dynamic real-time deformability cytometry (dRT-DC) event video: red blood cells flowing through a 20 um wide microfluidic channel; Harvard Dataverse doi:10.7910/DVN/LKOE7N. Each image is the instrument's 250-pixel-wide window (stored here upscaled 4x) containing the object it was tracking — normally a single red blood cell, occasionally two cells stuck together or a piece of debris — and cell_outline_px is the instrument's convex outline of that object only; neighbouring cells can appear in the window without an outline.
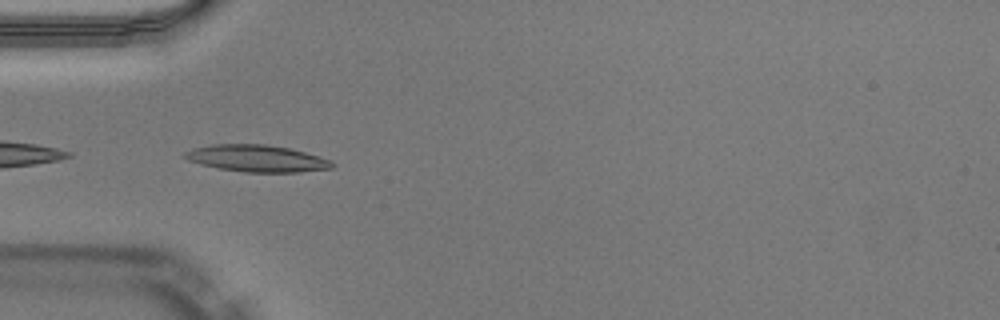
{"species": "Egyptian fruit bat (a non-hibernating species)", "species_latin": "Rousettus aegyptiacus", "temperature_condition": "warm", "stored_images_in_passage": 12, "camera_frame_rate_fps": 3000, "um_per_image_px": 0.085, "animal": {"sex": "male"}, "frame": {"image": 1, "passage_image": 1, "time_ms": 0.0, "image_size_px": [1000, 320], "cell_outline_px": [[336, 164], [332, 168], [296, 172], [244, 172], [220, 168], [200, 164], [188, 160], [184, 156], [184, 152], [192, 148], [212, 144], [264, 144], [288, 148], [304, 152], [332, 160]], "centroid_in_image_um": [21.83, 13.46], "position_along_channel_um": 63.2, "area_um2": 22.95}}
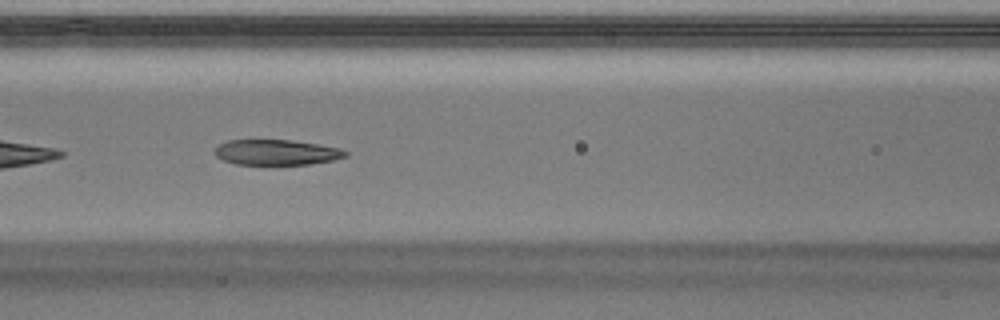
{"frame": {"image": 2, "passage_image": 7, "time_ms": 2.0, "image_size_px": [1000, 320], "cell_outline_px": [[348, 156], [332, 160], [308, 164], [236, 164], [224, 160], [216, 156], [216, 148], [220, 144], [228, 140], [288, 140], [316, 144], [340, 148], [348, 152]], "centroid_in_image_um": [23.52, 12.94], "position_along_channel_um": 143.1, "area_um2": 19.02}}